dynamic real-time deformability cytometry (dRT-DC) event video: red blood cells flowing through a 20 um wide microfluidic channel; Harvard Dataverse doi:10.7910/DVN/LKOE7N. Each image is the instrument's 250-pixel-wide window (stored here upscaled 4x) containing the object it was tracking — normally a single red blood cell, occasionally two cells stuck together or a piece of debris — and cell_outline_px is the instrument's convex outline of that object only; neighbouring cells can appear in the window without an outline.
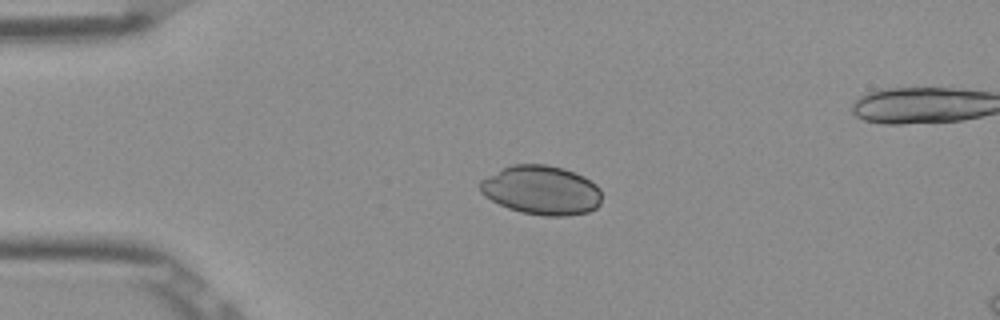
{"species": "Egyptian fruit bat (a non-hibernating species)", "species_latin": "Rousettus aegyptiacus", "temperature_condition": "room temperature", "stored_images_in_passage": 40, "camera_frame_rate_fps": 3000, "um_per_image_px": 0.085, "frame": {"image": 1, "passage_image": 1, "time_ms": 0.0, "image_size_px": [1000, 320], "cell_outline_px": [[600, 204], [596, 208], [588, 212], [568, 216], [544, 216], [520, 212], [508, 208], [484, 196], [480, 192], [480, 180], [512, 164], [548, 164], [564, 168], [584, 176], [596, 184], [600, 188]], "centroid_in_image_um": [46.04, 16.17], "position_along_channel_um": 39.0, "area_um2": 34.97}}
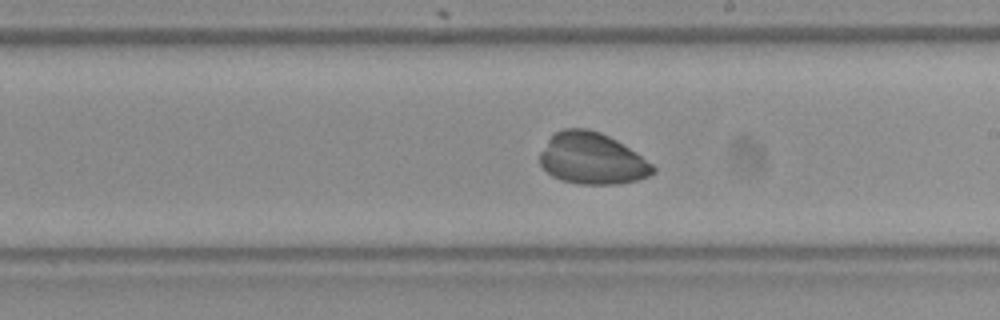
{"frame": {"image": 2, "passage_image": 19, "time_ms": 6.0, "image_size_px": [1000, 320], "cell_outline_px": [[656, 172], [648, 176], [636, 180], [620, 184], [580, 184], [560, 180], [552, 176], [540, 164], [540, 152], [548, 140], [556, 132], [564, 128], [588, 128], [600, 132], [616, 140], [636, 152], [652, 164], [656, 168]], "centroid_in_image_um": [50.33, 13.48], "position_along_channel_um": 238.7, "area_um2": 33.87}}
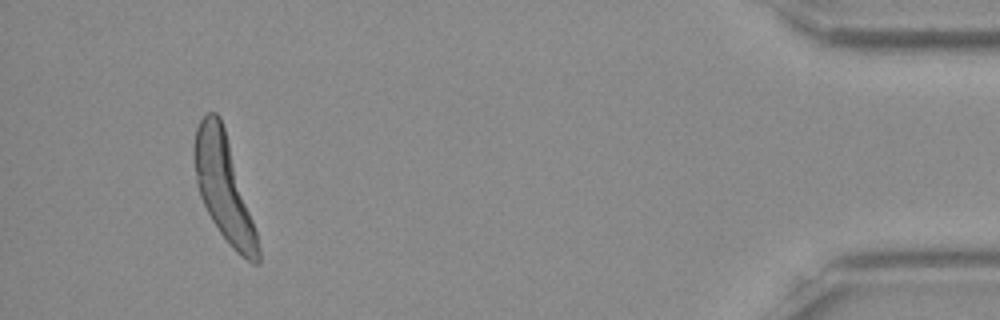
{"frame": {"image": 3, "passage_image": 38, "time_ms": 12.333, "image_size_px": [1000, 320], "cell_outline_px": [[260, 264], [252, 264], [236, 252], [232, 248], [220, 232], [212, 220], [200, 196], [196, 184], [192, 156], [192, 148], [196, 128], [200, 120], [208, 112], [216, 112], [220, 116], [224, 128], [256, 232], [260, 248]], "centroid_in_image_um": [18.98, 15.95], "position_along_channel_um": 416.2, "area_um2": 38.49}}